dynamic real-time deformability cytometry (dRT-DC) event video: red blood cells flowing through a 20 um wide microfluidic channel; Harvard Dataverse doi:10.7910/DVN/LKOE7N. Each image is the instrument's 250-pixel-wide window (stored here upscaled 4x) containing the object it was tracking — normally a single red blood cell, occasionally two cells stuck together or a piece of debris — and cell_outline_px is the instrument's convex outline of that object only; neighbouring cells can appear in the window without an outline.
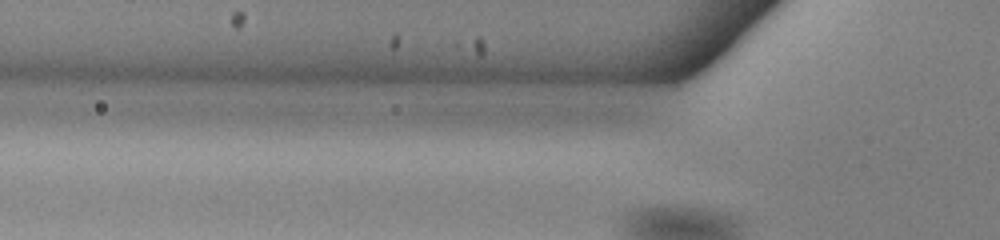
{"species": "common noctule bat (a hibernating species)", "species_latin": "Nyctalus noctula", "temperature_condition": "warm", "stored_images_in_passage": 3, "camera_frame_rate_fps": 3000, "um_per_image_px": 0.085, "animal": {"sex": "male", "body_mass_g": 13.0, "forearm_length_mm": 53.1}, "frame": {"image": 1, "passage_image": 2, "time_ms": 0.333, "image_size_px": [1000, 240], "cell_outline_px": [[620, 128], [608, 136], [556, 140], [516, 136], [508, 132], [508, 128], [536, 120], [612, 120], [620, 124]], "centroid_in_image_um": [48.04, 10.98], "position_along_channel_um": 77.8, "area_um2": 12.89}}